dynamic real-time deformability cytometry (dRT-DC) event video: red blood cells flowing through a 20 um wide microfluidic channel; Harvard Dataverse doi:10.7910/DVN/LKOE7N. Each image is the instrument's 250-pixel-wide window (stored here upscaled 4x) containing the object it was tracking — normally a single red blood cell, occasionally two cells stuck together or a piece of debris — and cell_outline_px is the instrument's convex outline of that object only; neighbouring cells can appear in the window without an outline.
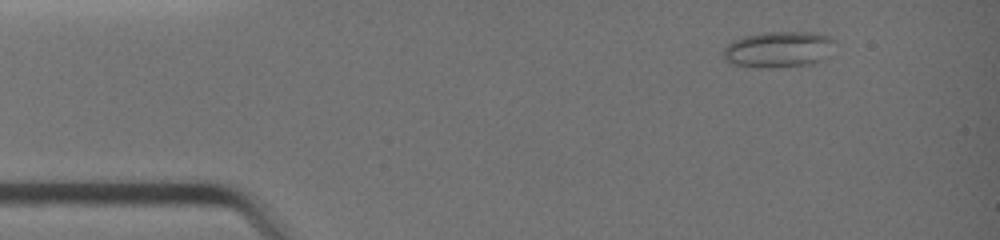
{"species": "common noctule bat (a hibernating species)", "species_latin": "Nyctalus noctula", "temperature_condition": "warm", "stored_images_in_passage": 35, "camera_frame_rate_fps": 3000, "um_per_image_px": 0.085, "animal": {"sex": "female", "body_mass_g": 19.0, "forearm_length_mm": 51.5}, "frame": {"image": 1, "passage_image": 1, "time_ms": 0.0, "image_size_px": [1000, 240], "cell_outline_px": [[836, 40], [828, 56], [824, 60], [816, 64], [768, 68], [760, 68], [728, 64], [724, 60], [724, 48], [732, 40], [744, 36], [764, 32], [816, 32], [832, 36]], "centroid_in_image_um": [66.21, 4.21], "position_along_channel_um": 18.8, "area_um2": 24.1}}
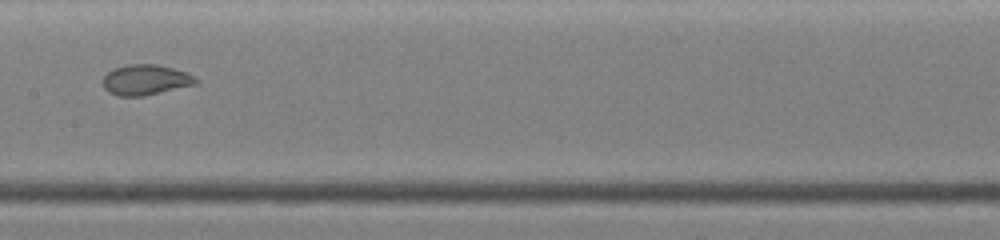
{"frame": {"image": 2, "passage_image": 17, "time_ms": 5.333, "image_size_px": [1000, 240], "cell_outline_px": [[200, 84], [144, 96], [120, 96], [108, 92], [104, 88], [104, 76], [112, 68], [128, 64], [156, 64], [188, 72], [200, 80]], "centroid_in_image_um": [12.44, 6.79], "position_along_channel_um": 195.0, "area_um2": 16.76}}
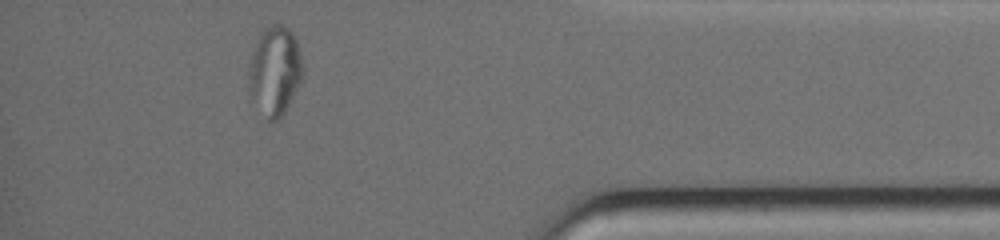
{"frame": {"image": 3, "passage_image": 32, "time_ms": 10.333, "image_size_px": [1000, 240], "cell_outline_px": [[304, 76], [284, 112], [276, 120], [268, 120], [248, 100], [248, 64], [256, 40], [260, 32], [268, 24], [280, 24], [288, 28], [292, 32], [296, 40], [304, 68]], "centroid_in_image_um": [23.31, 6.02], "position_along_channel_um": 411.9, "area_um2": 28.84}}